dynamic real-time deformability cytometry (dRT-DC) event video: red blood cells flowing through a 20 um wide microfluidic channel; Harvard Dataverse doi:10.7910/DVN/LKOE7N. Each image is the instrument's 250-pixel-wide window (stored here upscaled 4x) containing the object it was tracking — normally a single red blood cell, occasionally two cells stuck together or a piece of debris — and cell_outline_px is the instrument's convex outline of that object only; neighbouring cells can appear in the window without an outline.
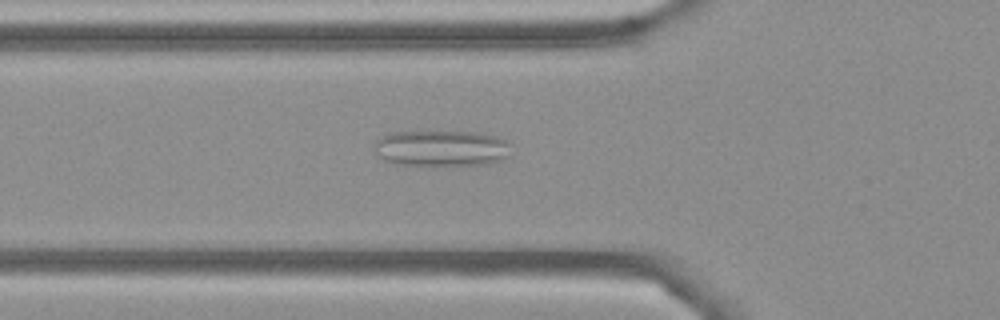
{"species": "Egyptian fruit bat (a non-hibernating species)", "species_latin": "Rousettus aegyptiacus", "temperature_condition": "cold", "stored_images_in_passage": 55, "camera_frame_rate_fps": 3000, "um_per_image_px": 0.085, "frame": {"image": 1, "passage_image": 19, "time_ms": 6.0, "image_size_px": [1000, 320], "cell_outline_px": [[508, 156], [500, 160], [488, 164], [396, 164], [384, 160], [376, 152], [372, 144], [380, 136], [388, 132], [476, 132], [496, 136], [508, 140]], "centroid_in_image_um": [37.48, 12.58], "position_along_channel_um": 88.3, "area_um2": 28.44}}
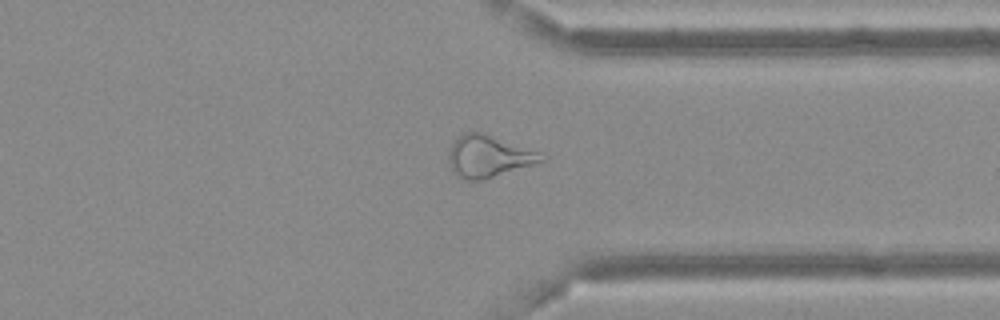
{"frame": {"image": 2, "passage_image": 42, "time_ms": 13.667, "image_size_px": [1000, 320], "cell_outline_px": [[548, 160], [536, 164], [480, 180], [464, 180], [452, 168], [448, 160], [448, 152], [452, 144], [464, 132], [480, 132], [540, 152], [548, 156]], "centroid_in_image_um": [41.58, 13.29], "position_along_channel_um": 369.8, "area_um2": 22.31}}
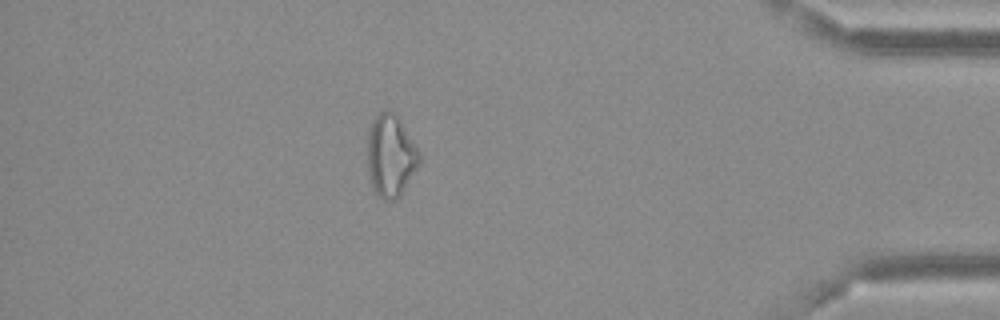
{"frame": {"image": 3, "passage_image": 48, "time_ms": 15.667, "image_size_px": [1000, 320], "cell_outline_px": [[420, 164], [400, 196], [396, 200], [384, 200], [372, 188], [368, 172], [368, 132], [372, 120], [384, 108], [392, 108], [420, 152]], "centroid_in_image_um": [33.21, 13.22], "position_along_channel_um": 402.0, "area_um2": 25.03}, "authors_computed_cell_mechanics": {"area_um2": 25.4898, "velocity_mm_per_s": 3.6838, "shape_relaxation_time_tau1_ms": null, "shape_relaxation_time_tau2_ms": 3.4872, "deformation_change_tau1": null, "deformation_change_tau2": 0.1524}}